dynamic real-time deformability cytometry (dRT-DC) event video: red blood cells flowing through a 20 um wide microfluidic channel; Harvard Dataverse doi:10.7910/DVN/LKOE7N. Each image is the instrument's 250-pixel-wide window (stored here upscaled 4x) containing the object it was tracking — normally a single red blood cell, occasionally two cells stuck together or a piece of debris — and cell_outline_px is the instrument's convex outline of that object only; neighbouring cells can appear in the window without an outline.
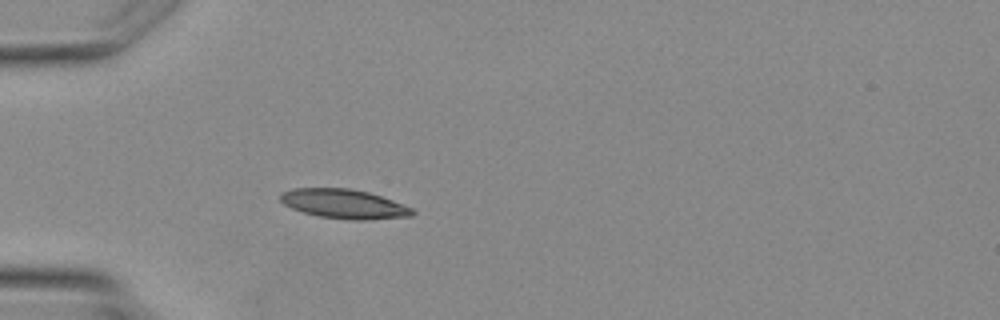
{"species": "Egyptian fruit bat (a non-hibernating species)", "species_latin": "Rousettus aegyptiacus", "temperature_condition": "warm", "stored_images_in_passage": 3, "camera_frame_rate_fps": 3000, "um_per_image_px": 0.085, "animal": {"sex": "female"}, "frame": {"image": 1, "passage_image": 3, "time_ms": 3.333, "image_size_px": [1000, 320], "cell_outline_px": [[416, 212], [412, 216], [368, 220], [352, 220], [320, 216], [304, 212], [292, 208], [284, 204], [280, 200], [280, 192], [292, 188], [352, 188], [368, 192], [392, 200], [412, 208]], "centroid_in_image_um": [29.24, 17.32], "position_along_channel_um": 55.8, "area_um2": 22.54}}